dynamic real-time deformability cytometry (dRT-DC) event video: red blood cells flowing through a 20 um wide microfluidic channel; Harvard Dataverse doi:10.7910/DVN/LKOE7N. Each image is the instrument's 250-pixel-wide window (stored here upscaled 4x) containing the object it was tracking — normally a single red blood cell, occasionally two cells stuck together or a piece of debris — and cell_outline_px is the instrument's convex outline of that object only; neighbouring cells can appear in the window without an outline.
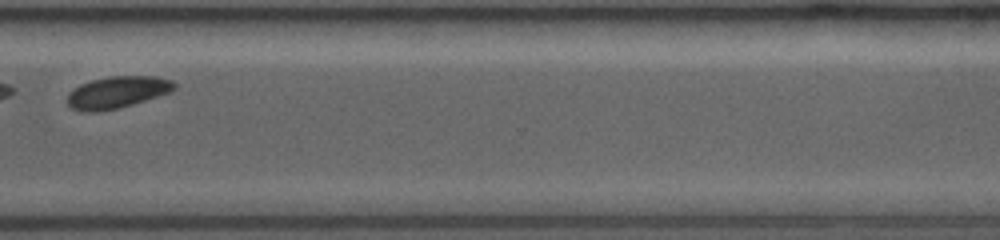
{"species": "common noctule bat (a hibernating species)", "species_latin": "Nyctalus noctula", "temperature_condition": "room temperature", "stored_images_in_passage": 17, "camera_frame_rate_fps": 3500, "um_per_image_px": 0.085, "animal": {"sex": "female", "body_mass_g": 19.0, "forearm_length_mm": 53.3}, "frame": {"image": 1, "passage_image": 17, "time_ms": 8.571, "image_size_px": [1000, 240], "cell_outline_px": [[176, 88], [172, 92], [120, 108], [96, 112], [84, 112], [72, 108], [68, 104], [68, 92], [80, 84], [92, 80], [112, 76], [152, 76], [172, 80], [176, 84]], "centroid_in_image_um": [9.98, 7.85], "position_along_channel_um": 360.6, "area_um2": 19.94}}